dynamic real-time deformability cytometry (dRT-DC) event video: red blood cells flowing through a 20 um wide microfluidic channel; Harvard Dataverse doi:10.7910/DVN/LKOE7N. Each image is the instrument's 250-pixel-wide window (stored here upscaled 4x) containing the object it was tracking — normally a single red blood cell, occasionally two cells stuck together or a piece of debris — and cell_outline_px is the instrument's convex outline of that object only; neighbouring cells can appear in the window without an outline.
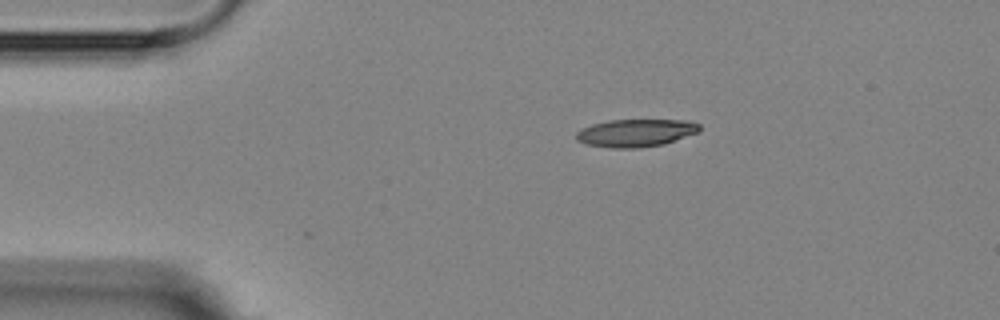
{"species": "Egyptian fruit bat (a non-hibernating species)", "species_latin": "Rousettus aegyptiacus", "temperature_condition": "room temperature", "stored_images_in_passage": 4, "camera_frame_rate_fps": 3000, "um_per_image_px": 0.085, "animal": {"sex": "female"}, "frame": {"image": 1, "passage_image": 1, "time_ms": 0.0, "image_size_px": [1000, 320], "cell_outline_px": [[700, 132], [664, 144], [640, 148], [612, 148], [588, 144], [576, 140], [576, 132], [592, 124], [608, 120], [684, 120], [700, 124]], "centroid_in_image_um": [54.07, 11.3], "position_along_channel_um": 30.9, "area_um2": 19.88}}
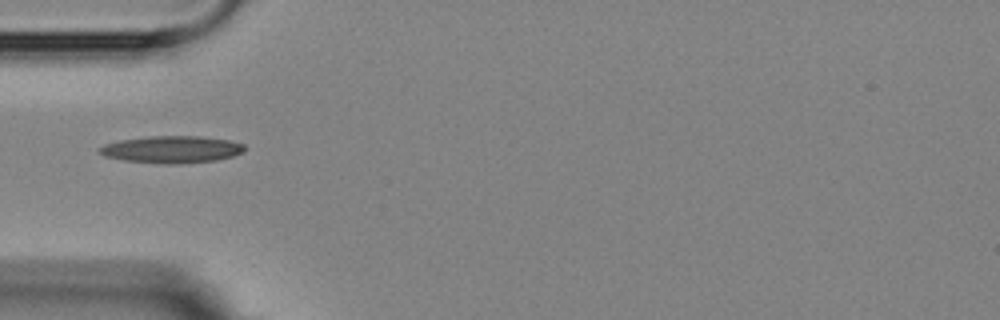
{"frame": {"image": 2, "passage_image": 3, "time_ms": 2.333, "image_size_px": [1000, 320], "cell_outline_px": [[244, 152], [232, 156], [216, 160], [180, 164], [164, 164], [124, 160], [104, 156], [96, 152], [96, 148], [104, 144], [120, 140], [148, 136], [200, 136], [228, 140], [244, 144]], "centroid_in_image_um": [14.55, 12.7], "position_along_channel_um": 70.5, "area_um2": 23.06}}
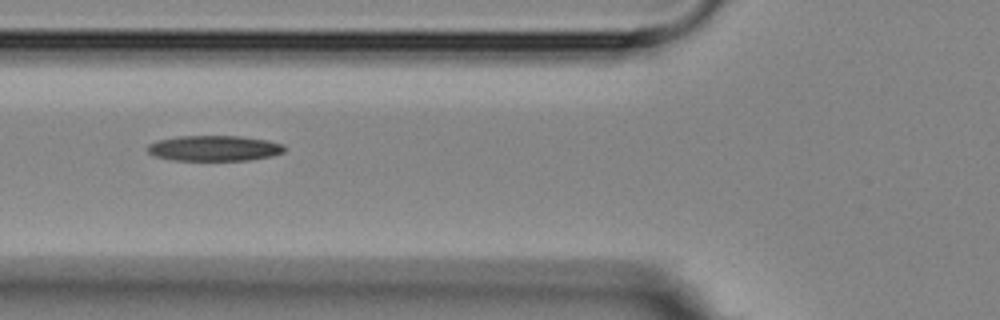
{"frame": {"image": 3, "passage_image": 4, "time_ms": 3.333, "image_size_px": [1000, 320], "cell_outline_px": [[284, 152], [272, 156], [248, 160], [172, 160], [156, 156], [148, 152], [144, 148], [148, 144], [156, 140], [176, 136], [240, 136], [268, 140], [284, 144]], "centroid_in_image_um": [18.18, 12.59], "position_along_channel_um": 107.6, "area_um2": 20.52}}